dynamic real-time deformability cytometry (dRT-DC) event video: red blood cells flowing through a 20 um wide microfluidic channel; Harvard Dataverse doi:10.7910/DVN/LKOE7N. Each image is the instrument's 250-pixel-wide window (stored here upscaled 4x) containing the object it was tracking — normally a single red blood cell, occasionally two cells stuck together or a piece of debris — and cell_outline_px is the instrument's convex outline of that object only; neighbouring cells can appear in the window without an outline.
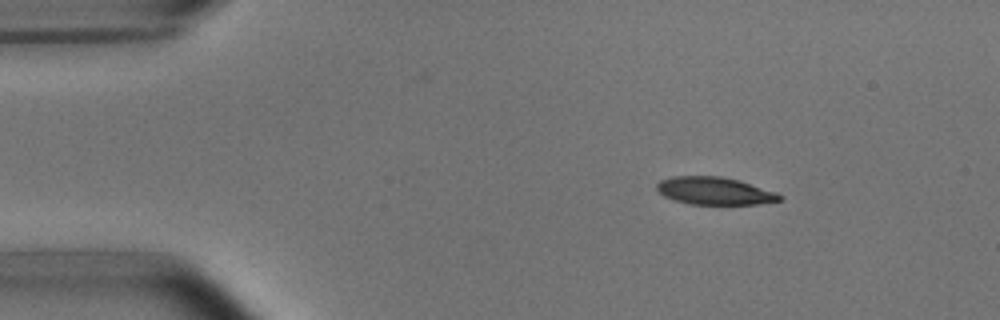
{"species": "common noctule bat (a hibernating species)", "species_latin": "Nyctalus noctula", "temperature_condition": "room temperature", "stored_images_in_passage": 3, "camera_frame_rate_fps": 3000, "um_per_image_px": 0.085, "animal": {"sex": "male", "body_mass_g": 15.6}, "frame": {"image": 1, "passage_image": 1, "time_ms": 0.0, "image_size_px": [1000, 320], "cell_outline_px": [[784, 200], [760, 204], [692, 204], [676, 200], [664, 196], [656, 188], [656, 184], [660, 180], [672, 176], [720, 176], [740, 180], [776, 192], [784, 196]], "centroid_in_image_um": [60.79, 16.22], "position_along_channel_um": 24.2, "area_um2": 19.83}}